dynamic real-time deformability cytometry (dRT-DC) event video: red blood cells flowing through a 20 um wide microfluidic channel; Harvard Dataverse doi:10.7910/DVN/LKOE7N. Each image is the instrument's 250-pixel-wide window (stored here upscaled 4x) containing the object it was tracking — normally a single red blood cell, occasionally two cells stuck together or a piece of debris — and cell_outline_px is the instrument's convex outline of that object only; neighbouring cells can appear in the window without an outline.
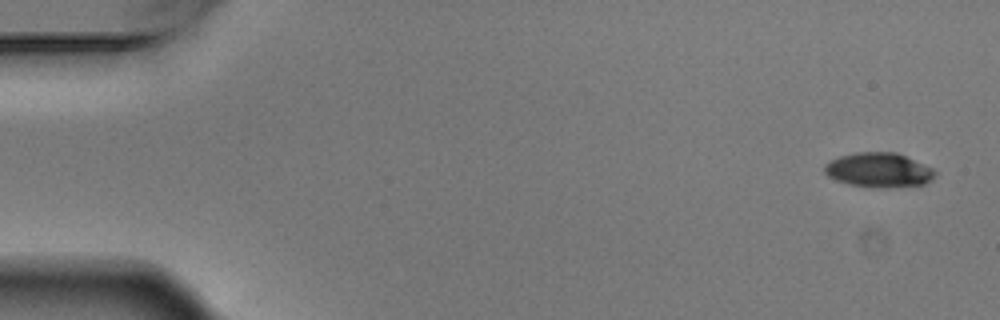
{"species": "Egyptian fruit bat (a non-hibernating species)", "species_latin": "Rousettus aegyptiacus", "temperature_condition": "warm", "stored_images_in_passage": 5, "camera_frame_rate_fps": 3000, "um_per_image_px": 0.085, "animal": {"sex": "male"}, "frame": {"image": 1, "passage_image": 1, "time_ms": 0.0, "image_size_px": [1000, 320], "cell_outline_px": [[936, 172], [924, 184], [848, 184], [836, 180], [828, 176], [824, 172], [824, 164], [840, 156], [856, 152], [896, 152], [932, 168]], "centroid_in_image_um": [74.61, 14.38], "position_along_channel_um": 10.4, "area_um2": 20.81}}
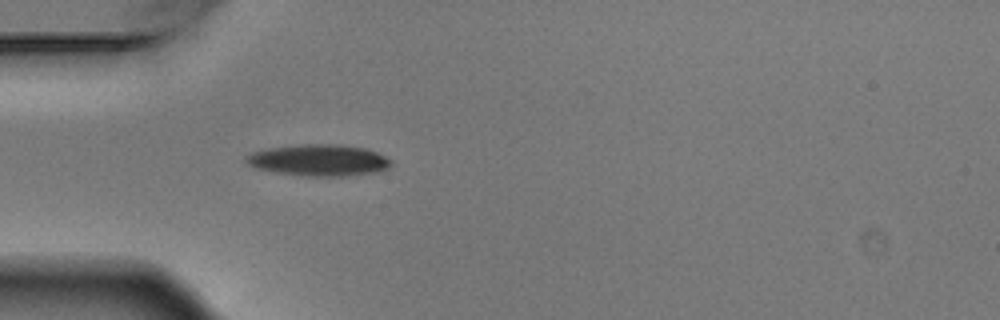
{"frame": {"image": 2, "passage_image": 5, "time_ms": 1.333, "image_size_px": [1000, 320], "cell_outline_px": [[392, 164], [388, 168], [372, 172], [340, 176], [308, 176], [276, 172], [256, 168], [248, 164], [244, 160], [252, 152], [268, 148], [304, 144], [336, 144], [364, 148], [376, 152], [392, 160]], "centroid_in_image_um": [27.09, 13.61], "position_along_channel_um": 57.9, "area_um2": 26.24}}